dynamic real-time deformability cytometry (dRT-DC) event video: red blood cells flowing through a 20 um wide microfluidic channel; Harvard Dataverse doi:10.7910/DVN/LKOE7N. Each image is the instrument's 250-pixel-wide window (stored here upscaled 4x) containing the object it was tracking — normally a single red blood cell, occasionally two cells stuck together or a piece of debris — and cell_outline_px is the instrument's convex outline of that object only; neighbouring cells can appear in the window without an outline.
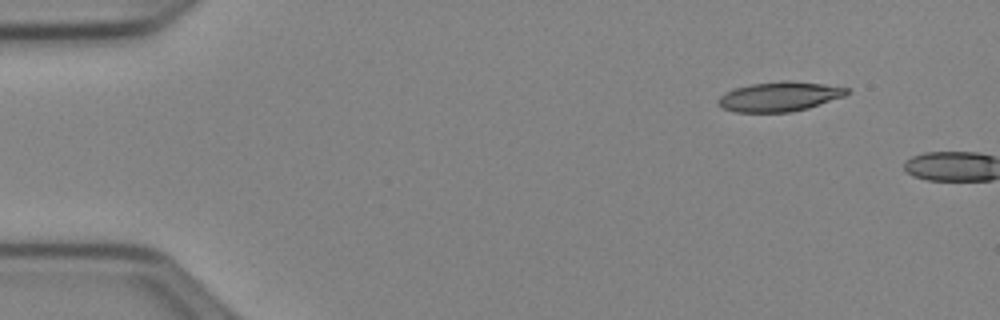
{"species": "Egyptian fruit bat (a non-hibernating species)", "species_latin": "Rousettus aegyptiacus", "temperature_condition": "cold", "stored_images_in_passage": 3, "camera_frame_rate_fps": 3000, "um_per_image_px": 0.085, "animal": {"sex": "female"}, "frame": {"image": 1, "passage_image": 1, "time_ms": 0.0, "image_size_px": [1000, 320], "cell_outline_px": [[848, 92], [844, 96], [808, 108], [792, 112], [736, 112], [724, 108], [716, 104], [716, 100], [724, 92], [732, 88], [752, 84], [784, 80], [788, 80], [824, 84], [848, 88]], "centroid_in_image_um": [66.2, 8.2], "position_along_channel_um": 18.8, "area_um2": 22.25}}